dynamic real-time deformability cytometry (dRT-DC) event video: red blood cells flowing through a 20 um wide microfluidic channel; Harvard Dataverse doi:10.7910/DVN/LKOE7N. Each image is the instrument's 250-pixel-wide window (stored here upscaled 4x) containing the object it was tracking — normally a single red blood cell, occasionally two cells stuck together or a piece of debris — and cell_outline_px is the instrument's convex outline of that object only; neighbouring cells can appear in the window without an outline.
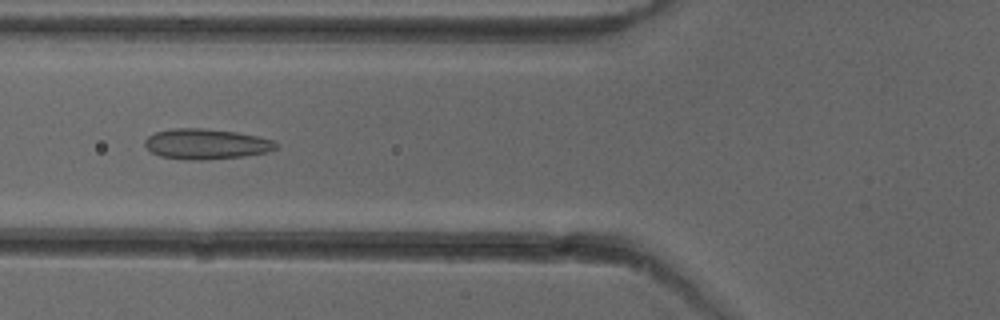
{"species": "common noctule bat (a hibernating species)", "species_latin": "Nyctalus noctula", "temperature_condition": "cold", "stored_images_in_passage": 11, "camera_frame_rate_fps": 3000, "um_per_image_px": 0.085, "animal": {"sex": "female"}, "frame": {"image": 1, "passage_image": 5, "time_ms": 1.333, "image_size_px": [1000, 320], "cell_outline_px": [[280, 144], [276, 148], [268, 152], [244, 156], [200, 160], [192, 160], [160, 156], [152, 152], [144, 144], [144, 140], [148, 136], [156, 132], [172, 128], [204, 128], [236, 132], [256, 136], [272, 140]], "centroid_in_image_um": [17.53, 12.23], "position_along_channel_um": 108.3, "area_um2": 23.12}}
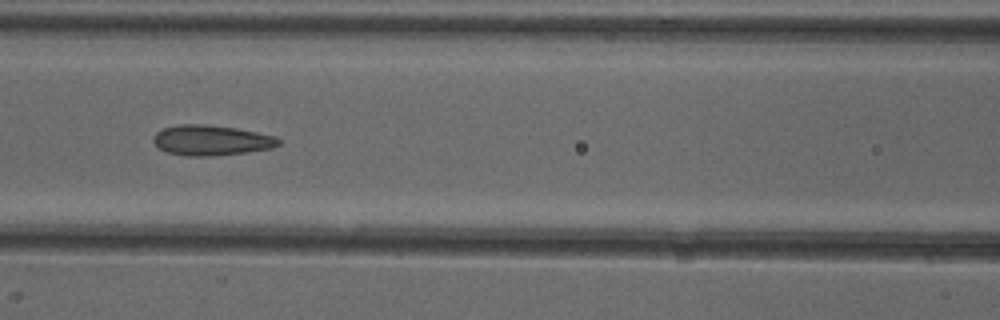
{"frame": {"image": 2, "passage_image": 8, "time_ms": 2.333, "image_size_px": [1000, 320], "cell_outline_px": [[280, 144], [272, 148], [248, 152], [212, 156], [184, 156], [168, 152], [160, 148], [152, 140], [156, 132], [164, 128], [176, 124], [204, 124], [236, 128], [276, 136], [280, 140]], "centroid_in_image_um": [17.97, 11.92], "position_along_channel_um": 148.6, "area_um2": 22.14}}
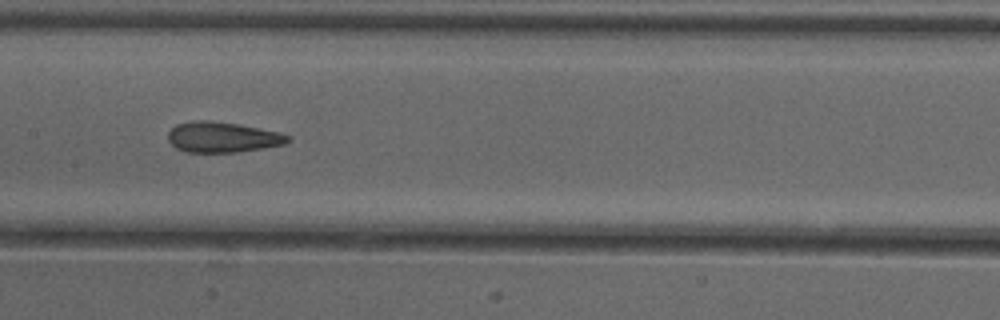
{"frame": {"image": 3, "passage_image": 11, "time_ms": 3.333, "image_size_px": [1000, 320], "cell_outline_px": [[292, 140], [284, 144], [264, 148], [236, 152], [188, 152], [176, 148], [168, 140], [168, 132], [176, 124], [192, 120], [208, 120], [240, 124], [280, 132], [292, 136]], "centroid_in_image_um": [18.94, 11.65], "position_along_channel_um": 188.5, "area_um2": 21.5}}